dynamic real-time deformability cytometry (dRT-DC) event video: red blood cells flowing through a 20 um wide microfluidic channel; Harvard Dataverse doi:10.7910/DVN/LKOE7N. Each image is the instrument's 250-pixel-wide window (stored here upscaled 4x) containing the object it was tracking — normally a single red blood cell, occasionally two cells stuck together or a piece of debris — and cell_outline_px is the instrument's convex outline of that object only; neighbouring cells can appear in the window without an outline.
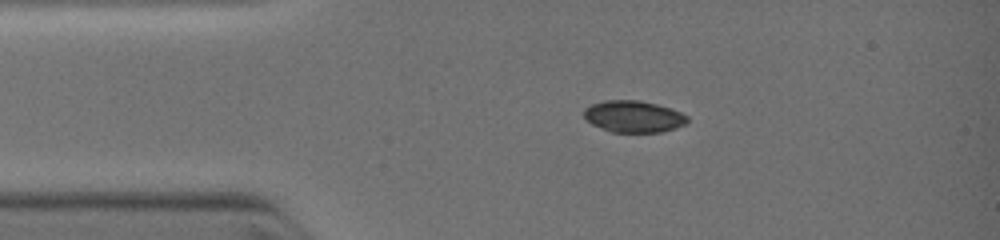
{"species": "common noctule bat (a hibernating species)", "species_latin": "Nyctalus noctula", "temperature_condition": "warm", "stored_images_in_passage": 3, "camera_frame_rate_fps": 3000, "um_per_image_px": 0.085, "animal": {"sex": "female", "body_mass_g": 19.0, "forearm_length_mm": 51.5}, "frame": {"image": 1, "passage_image": 1, "time_ms": 0.0, "image_size_px": [1000, 240], "cell_outline_px": [[688, 120], [684, 124], [676, 128], [660, 132], [612, 132], [592, 124], [584, 116], [584, 108], [592, 104], [604, 100], [640, 100], [672, 108], [688, 116]], "centroid_in_image_um": [53.86, 9.89], "position_along_channel_um": 31.1, "area_um2": 19.07}}
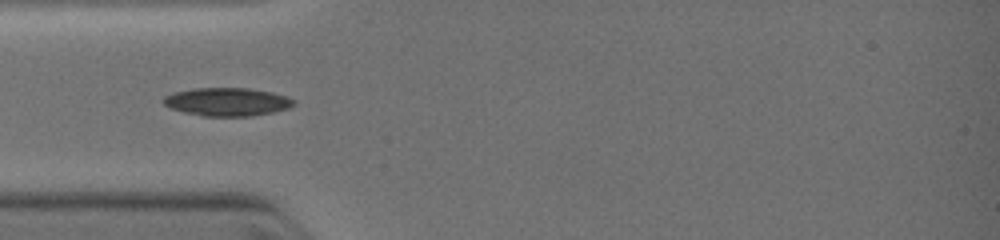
{"frame": {"image": 2, "passage_image": 2, "time_ms": 1.333, "image_size_px": [1000, 240], "cell_outline_px": [[296, 104], [288, 108], [272, 112], [248, 116], [204, 116], [184, 112], [172, 108], [164, 104], [160, 100], [164, 96], [176, 92], [196, 88], [248, 88], [272, 92], [288, 96], [296, 100]], "centroid_in_image_um": [19.34, 8.65], "position_along_channel_um": 65.7, "area_um2": 21.39}}